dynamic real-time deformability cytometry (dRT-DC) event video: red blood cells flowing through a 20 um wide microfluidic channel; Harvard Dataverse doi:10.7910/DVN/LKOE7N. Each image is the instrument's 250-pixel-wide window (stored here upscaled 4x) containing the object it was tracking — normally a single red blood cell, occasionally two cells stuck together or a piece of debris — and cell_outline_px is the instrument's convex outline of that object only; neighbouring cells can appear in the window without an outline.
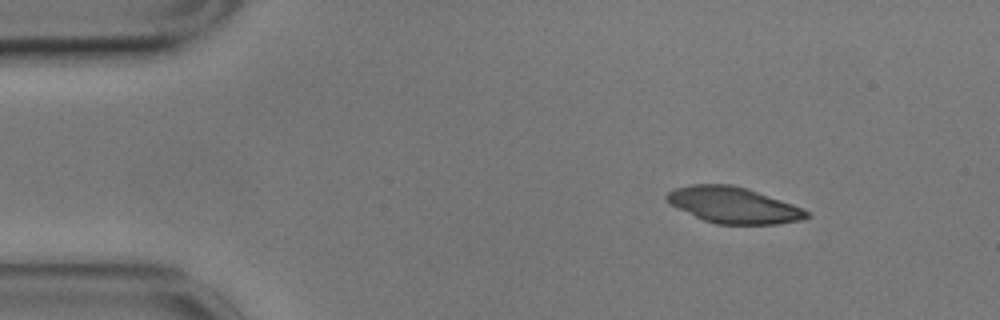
{"species": "common noctule bat (a hibernating species)", "species_latin": "Nyctalus noctula", "temperature_condition": "cold", "stored_images_in_passage": 50, "camera_frame_rate_fps": 3000, "um_per_image_px": 0.085, "animal": {"sex": "male", "body_mass_g": 17.9}, "frame": {"image": 1, "passage_image": 1, "time_ms": 0.0, "image_size_px": [1000, 320], "cell_outline_px": [[812, 216], [800, 220], [776, 224], [716, 224], [704, 220], [676, 208], [664, 196], [668, 192], [676, 188], [692, 184], [732, 184], [748, 188], [804, 208]], "centroid_in_image_um": [62.36, 17.43], "position_along_channel_um": 22.6, "area_um2": 29.42}}
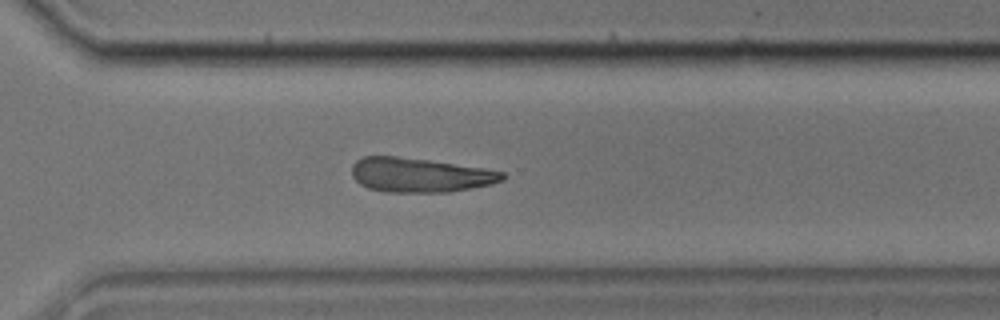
{"frame": {"image": 2, "passage_image": 34, "time_ms": 11.0, "image_size_px": [1000, 320], "cell_outline_px": [[508, 176], [504, 180], [492, 184], [448, 192], [384, 192], [368, 188], [360, 184], [352, 176], [352, 164], [356, 160], [364, 156], [396, 156], [428, 160], [484, 168], [504, 172]], "centroid_in_image_um": [35.69, 14.88], "position_along_channel_um": 334.9, "area_um2": 30.23}}
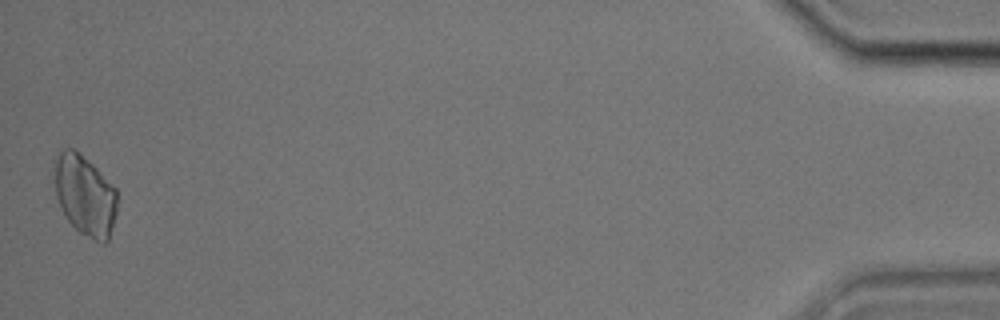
{"frame": {"image": 3, "passage_image": 50, "time_ms": 16.333, "image_size_px": [1000, 320], "cell_outline_px": [[116, 212], [112, 228], [108, 240], [104, 244], [80, 232], [68, 220], [56, 196], [56, 160], [60, 152], [64, 148], [72, 148], [80, 152], [116, 188]], "centroid_in_image_um": [7.25, 16.6], "position_along_channel_um": 428.0, "area_um2": 28.73}}